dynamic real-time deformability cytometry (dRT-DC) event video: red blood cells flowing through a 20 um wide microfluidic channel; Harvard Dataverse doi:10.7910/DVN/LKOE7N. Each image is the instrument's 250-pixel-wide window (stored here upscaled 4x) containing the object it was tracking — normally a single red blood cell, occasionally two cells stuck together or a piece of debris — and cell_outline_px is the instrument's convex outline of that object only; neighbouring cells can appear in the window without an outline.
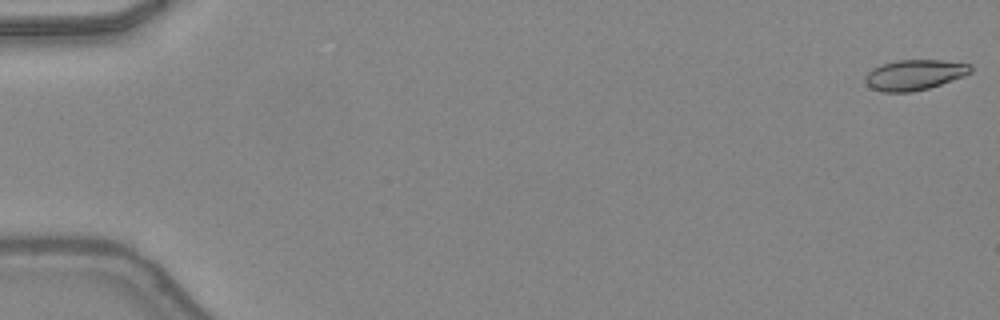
{"species": "common noctule bat (a hibernating species)", "species_latin": "Nyctalus noctula", "temperature_condition": "warm", "stored_images_in_passage": 48, "camera_frame_rate_fps": 3000, "um_per_image_px": 0.085, "animal": {"sex": "female", "body_mass_g": 24.6, "forearm_length_mm": 56.2}, "frame": {"image": 1, "passage_image": 1, "time_ms": 0.0, "image_size_px": [1000, 320], "cell_outline_px": [[972, 72], [964, 76], [928, 88], [912, 92], [884, 92], [872, 88], [864, 80], [864, 76], [872, 68], [880, 64], [896, 60], [944, 60], [972, 64]], "centroid_in_image_um": [77.73, 6.35], "position_along_channel_um": 7.3, "area_um2": 18.79}}
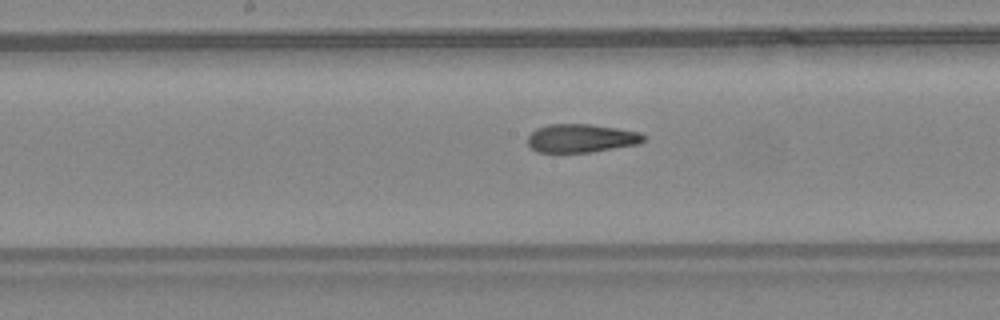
{"frame": {"image": 2, "passage_image": 26, "time_ms": 8.333, "image_size_px": [1000, 320], "cell_outline_px": [[644, 140], [640, 144], [592, 152], [536, 152], [528, 144], [528, 136], [536, 128], [548, 124], [588, 124], [616, 128], [640, 132], [644, 136]], "centroid_in_image_um": [49.4, 11.75], "position_along_channel_um": 198.8, "area_um2": 19.19}}
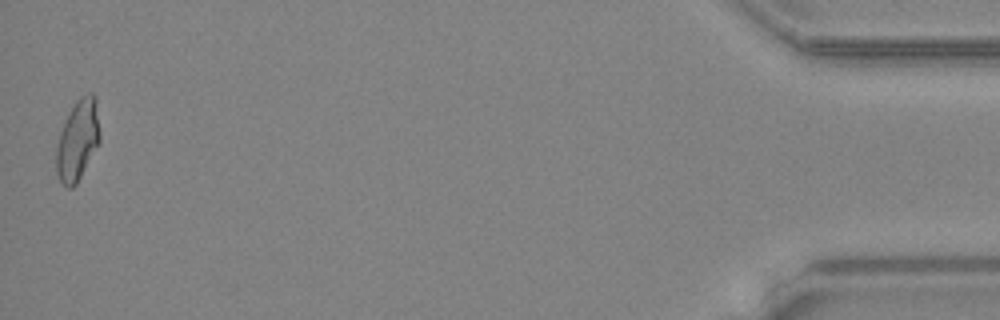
{"frame": {"image": 3, "passage_image": 48, "time_ms": 15.667, "image_size_px": [1000, 320], "cell_outline_px": [[100, 140], [76, 184], [72, 188], [68, 188], [60, 180], [56, 172], [56, 144], [64, 120], [76, 100], [80, 96], [88, 92], [92, 92], [96, 96], [100, 132]], "centroid_in_image_um": [6.6, 11.85], "position_along_channel_um": 428.6, "area_um2": 20.52}, "authors_computed_cell_mechanics": {"area_um2": 19.5075, "velocity_mm_per_s": 4.3752, "shape_relaxation_time_tau1_ms": null, "shape_relaxation_time_tau2_ms": 1.6853, "deformation_change_tau1": null, "deformation_change_tau2": 0.093}}